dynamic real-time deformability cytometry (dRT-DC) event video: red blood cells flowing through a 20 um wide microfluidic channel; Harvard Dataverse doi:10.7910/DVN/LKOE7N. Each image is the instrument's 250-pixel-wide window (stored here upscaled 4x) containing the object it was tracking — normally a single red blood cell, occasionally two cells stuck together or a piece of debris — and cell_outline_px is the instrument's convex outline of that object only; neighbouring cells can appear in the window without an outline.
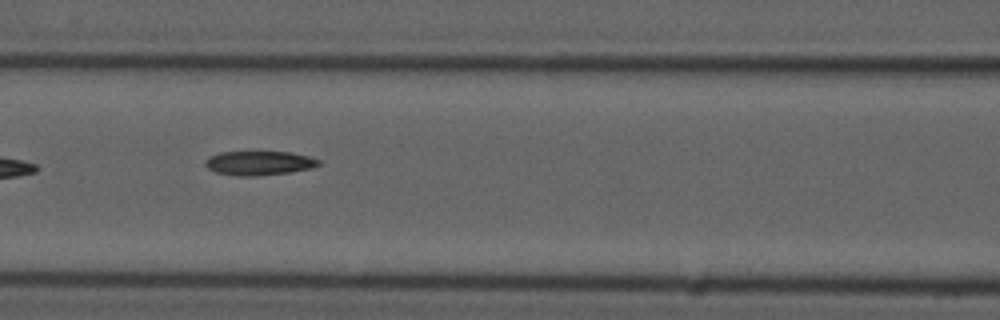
{"species": "common noctule bat (a hibernating species)", "species_latin": "Nyctalus noctula", "temperature_condition": "cold", "stored_images_in_passage": 5, "camera_frame_rate_fps": 3000, "um_per_image_px": 0.085, "animal": {"sex": "male", "forearm_length_mm": 52.5}, "frame": {"image": 1, "passage_image": 4, "time_ms": 3.667, "image_size_px": [1000, 320], "cell_outline_px": [[320, 164], [312, 168], [288, 172], [256, 176], [240, 176], [216, 172], [208, 168], [204, 164], [208, 156], [220, 152], [288, 152], [308, 156], [320, 160]], "centroid_in_image_um": [22.0, 13.86], "position_along_channel_um": 144.6, "area_um2": 15.84}}
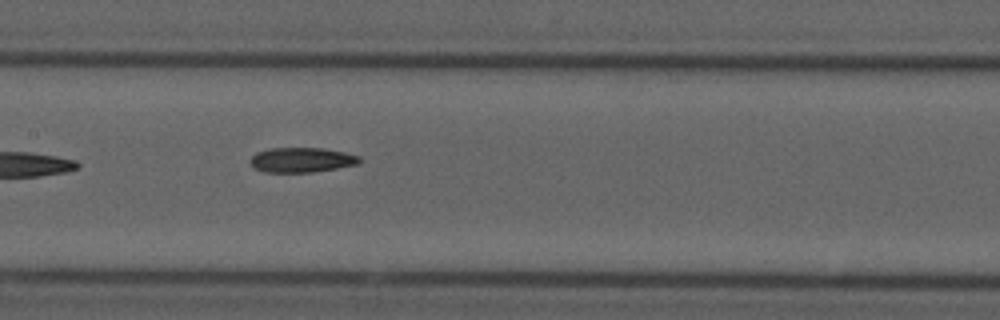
{"frame": {"image": 2, "passage_image": 5, "time_ms": 4.667, "image_size_px": [1000, 320], "cell_outline_px": [[360, 164], [312, 172], [264, 172], [256, 168], [252, 164], [252, 156], [256, 152], [268, 148], [324, 148], [344, 152], [360, 156]], "centroid_in_image_um": [25.67, 13.58], "position_along_channel_um": 181.7, "area_um2": 15.72}}